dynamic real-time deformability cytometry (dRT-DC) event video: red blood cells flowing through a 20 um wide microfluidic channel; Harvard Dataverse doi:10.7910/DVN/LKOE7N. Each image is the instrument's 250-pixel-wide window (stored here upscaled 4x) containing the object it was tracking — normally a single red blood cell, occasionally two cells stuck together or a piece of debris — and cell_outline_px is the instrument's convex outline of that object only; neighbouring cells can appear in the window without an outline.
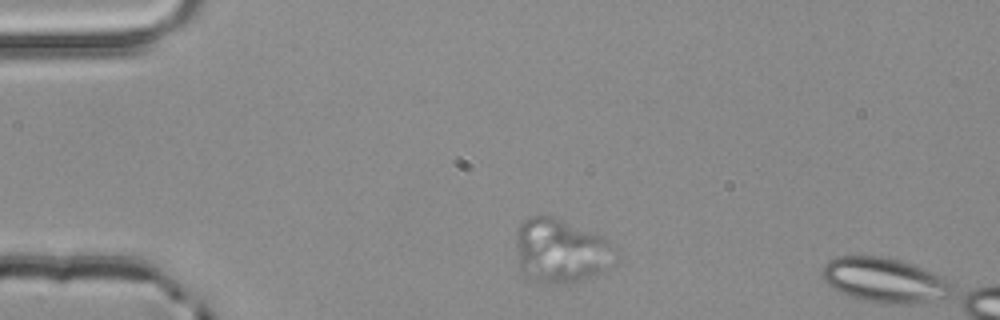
{"species": "common noctule bat (a hibernating species)", "species_latin": "Nyctalus noctula", "temperature_condition": "room temperature", "stored_images_in_passage": 2, "camera_frame_rate_fps": 3000, "um_per_image_px": 0.085, "animal": {"sex": "male", "body_mass_g": 20.4}, "frame": {"image": 1, "passage_image": 1, "time_ms": 0.0, "image_size_px": [1000, 320], "cell_outline_px": [[608, 244], [604, 268], [600, 272], [592, 276], [572, 284], [540, 284], [524, 280], [520, 268], [516, 244], [516, 228], [524, 220], [532, 216], [552, 216], [604, 236], [608, 240]], "centroid_in_image_um": [47.47, 21.35], "position_along_channel_um": 37.5, "area_um2": 36.53}}